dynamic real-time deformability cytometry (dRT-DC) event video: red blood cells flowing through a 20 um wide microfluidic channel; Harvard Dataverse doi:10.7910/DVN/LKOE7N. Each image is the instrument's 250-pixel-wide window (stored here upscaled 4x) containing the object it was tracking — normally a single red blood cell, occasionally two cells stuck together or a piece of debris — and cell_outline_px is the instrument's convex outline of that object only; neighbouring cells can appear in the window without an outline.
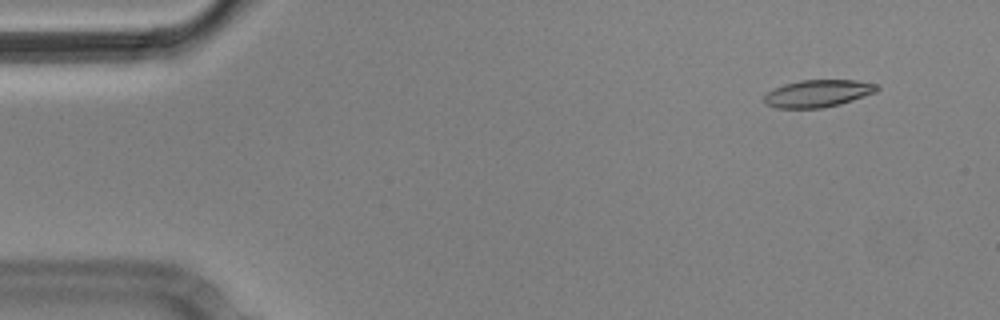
{"species": "Egyptian fruit bat (a non-hibernating species)", "species_latin": "Rousettus aegyptiacus", "temperature_condition": "cold", "stored_images_in_passage": 11, "camera_frame_rate_fps": 3000, "um_per_image_px": 0.085, "animal": {"sex": "male"}, "frame": {"image": 1, "passage_image": 2, "time_ms": 0.333, "image_size_px": [1000, 320], "cell_outline_px": [[880, 88], [876, 92], [840, 104], [820, 108], [776, 108], [764, 104], [764, 96], [768, 92], [784, 84], [800, 80], [856, 80], [880, 84]], "centroid_in_image_um": [69.54, 7.94], "position_along_channel_um": 15.5, "area_um2": 17.98}}
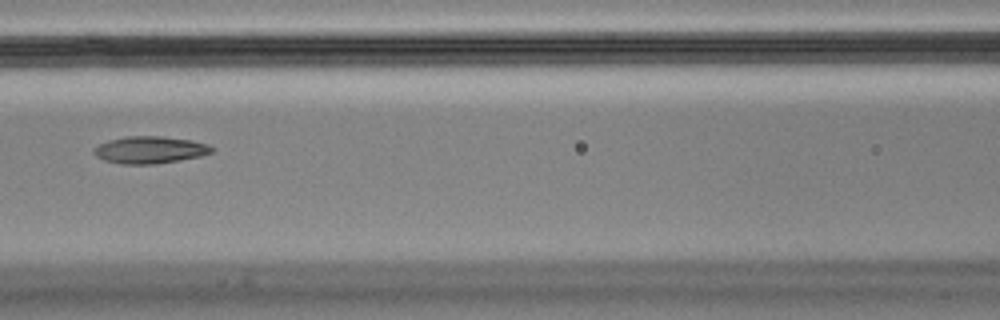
{"frame": {"image": 2, "passage_image": 7, "time_ms": 2.0, "image_size_px": [1000, 320], "cell_outline_px": [[212, 152], [200, 156], [180, 160], [156, 164], [120, 164], [104, 160], [96, 156], [92, 152], [92, 148], [108, 140], [124, 136], [160, 136], [192, 140], [208, 144], [212, 148]], "centroid_in_image_um": [12.7, 12.74], "position_along_channel_um": 153.9, "area_um2": 18.73}}
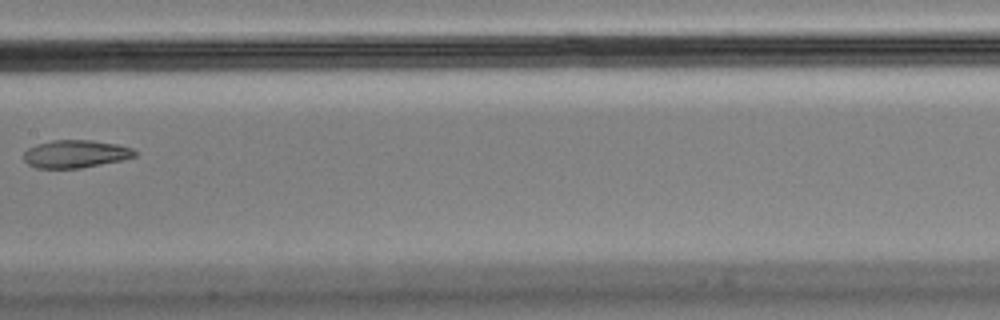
{"frame": {"image": 3, "passage_image": 8, "time_ms": 2.333, "image_size_px": [1000, 320], "cell_outline_px": [[136, 156], [120, 160], [80, 168], [36, 168], [28, 164], [24, 160], [24, 152], [28, 148], [36, 144], [52, 140], [92, 140], [120, 144], [132, 148], [136, 152]], "centroid_in_image_um": [6.41, 13.07], "position_along_channel_um": 201.0, "area_um2": 17.98}}